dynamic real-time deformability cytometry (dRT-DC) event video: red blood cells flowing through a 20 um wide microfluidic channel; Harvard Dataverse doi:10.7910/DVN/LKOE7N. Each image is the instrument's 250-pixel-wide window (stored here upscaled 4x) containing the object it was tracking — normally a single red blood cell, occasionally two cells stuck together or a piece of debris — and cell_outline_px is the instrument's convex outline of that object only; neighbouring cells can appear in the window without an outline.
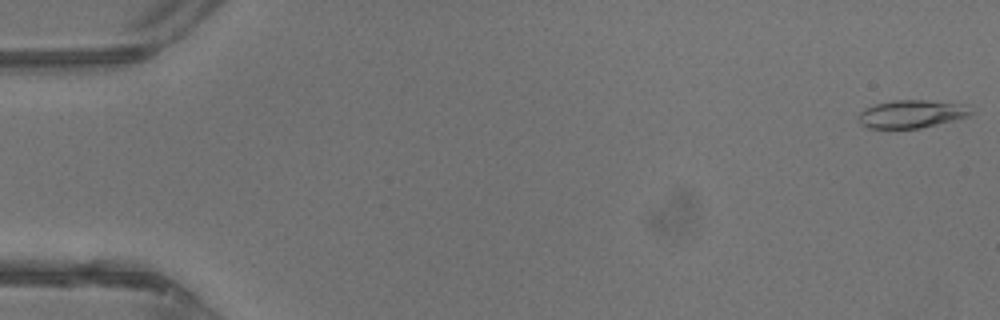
{"species": "common noctule bat (a hibernating species)", "species_latin": "Nyctalus noctula", "temperature_condition": "warm", "stored_images_in_passage": 13, "camera_frame_rate_fps": 3000, "um_per_image_px": 0.085, "animal": {"sex": "male", "body_mass_g": 13.3}, "frame": {"image": 1, "passage_image": 1, "time_ms": 0.0, "image_size_px": [1000, 320], "cell_outline_px": [[972, 112], [968, 116], [920, 128], [868, 128], [860, 124], [860, 112], [864, 108], [876, 104], [892, 100], [924, 100], [964, 104]], "centroid_in_image_um": [77.45, 9.68], "position_along_channel_um": 7.6, "area_um2": 17.98}}
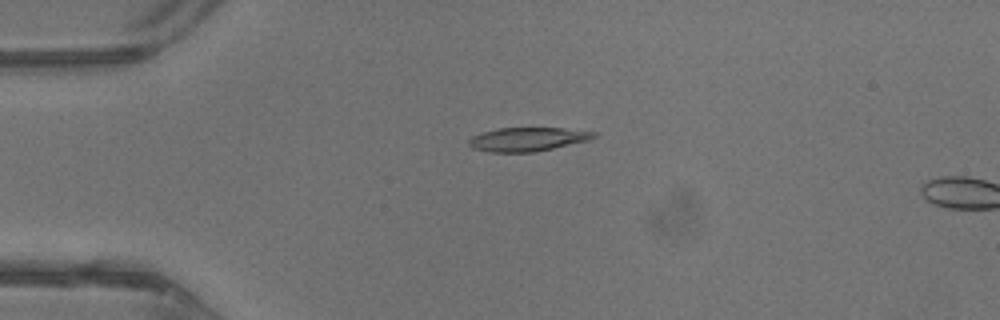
{"frame": {"image": 2, "passage_image": 11, "time_ms": 3.333, "image_size_px": [1000, 320], "cell_outline_px": [[596, 136], [588, 140], [552, 148], [532, 152], [488, 152], [472, 148], [468, 144], [468, 140], [472, 136], [496, 128], [564, 128], [596, 132]], "centroid_in_image_um": [44.8, 11.83], "position_along_channel_um": 40.2, "area_um2": 17.17}}